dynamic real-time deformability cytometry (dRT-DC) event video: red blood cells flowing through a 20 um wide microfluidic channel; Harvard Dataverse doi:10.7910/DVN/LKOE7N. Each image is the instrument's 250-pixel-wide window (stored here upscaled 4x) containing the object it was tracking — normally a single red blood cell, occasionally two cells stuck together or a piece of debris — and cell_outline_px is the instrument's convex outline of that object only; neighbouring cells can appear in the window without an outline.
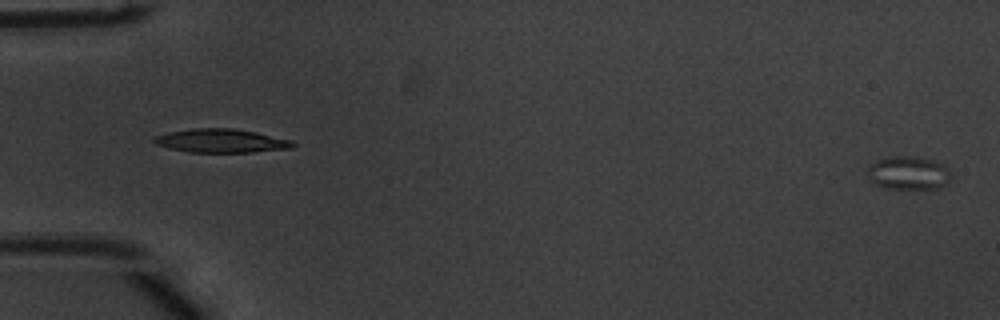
{"species": "common noctule bat (a hibernating species)", "species_latin": "Nyctalus noctula", "temperature_condition": "warm", "stored_images_in_passage": 34, "camera_frame_rate_fps": 3000, "um_per_image_px": 0.085, "animal": {"sex": "male", "body_mass_g": 20.1, "forearm_length_mm": 53.5}, "frame": {"image": 1, "passage_image": 1, "time_ms": 0.0, "image_size_px": [1000, 320], "cell_outline_px": [[952, 176], [948, 184], [936, 188], [892, 188], [876, 184], [868, 176], [868, 164], [888, 156], [916, 156], [932, 160], [948, 168]], "centroid_in_image_um": [77.24, 14.68], "position_along_channel_um": 7.8, "area_um2": 16.13}}
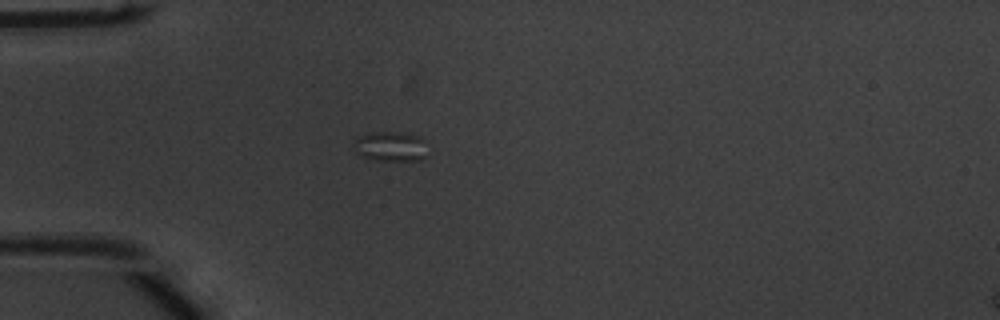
{"frame": {"image": 2, "passage_image": 16, "time_ms": 5.0, "image_size_px": [1000, 320], "cell_outline_px": [[424, 156], [420, 160], [372, 160], [356, 152], [352, 144], [356, 136], [372, 132], [400, 132], [420, 136]], "centroid_in_image_um": [33.08, 12.43], "position_along_channel_um": 51.9, "area_um2": 12.54}}